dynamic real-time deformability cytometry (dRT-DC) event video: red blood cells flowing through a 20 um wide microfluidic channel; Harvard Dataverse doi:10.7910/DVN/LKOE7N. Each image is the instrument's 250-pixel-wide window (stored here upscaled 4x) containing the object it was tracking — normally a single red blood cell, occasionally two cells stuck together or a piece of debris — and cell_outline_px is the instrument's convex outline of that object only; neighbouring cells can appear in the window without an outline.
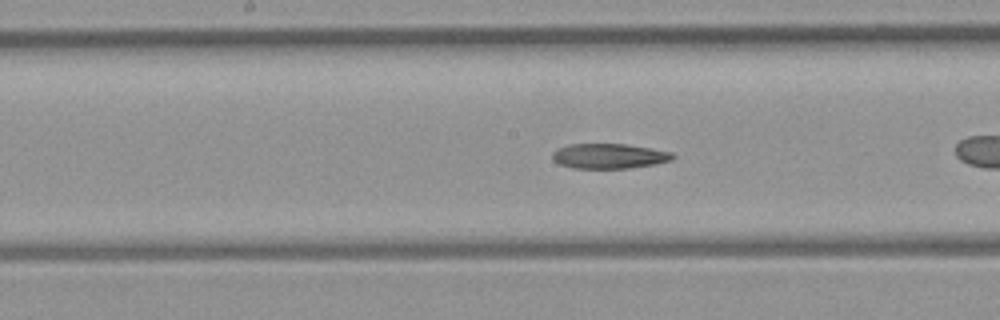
{"species": "common noctule bat (a hibernating species)", "species_latin": "Nyctalus noctula", "temperature_condition": "room temperature", "stored_images_in_passage": 36, "camera_frame_rate_fps": 3000, "um_per_image_px": 0.085, "animal": {"sex": "female", "body_mass_g": 21.9}, "frame": {"image": 1, "passage_image": 11, "time_ms": 3.333, "image_size_px": [1000, 320], "cell_outline_px": [[676, 156], [672, 160], [656, 164], [628, 168], [572, 168], [560, 164], [552, 160], [552, 152], [556, 148], [568, 144], [624, 144], [672, 152]], "centroid_in_image_um": [51.74, 13.26], "position_along_channel_um": 196.5, "area_um2": 17.57}, "authors_computed_cell_mechanics": {"area_um2": 18.785, "velocity_mm_per_s": 4.3057, "shape_relaxation_time_tau1_ms": null, "shape_relaxation_time_tau2_ms": 6.1464, "deformation_change_tau1": null, "deformation_change_tau2": 0.1336}}